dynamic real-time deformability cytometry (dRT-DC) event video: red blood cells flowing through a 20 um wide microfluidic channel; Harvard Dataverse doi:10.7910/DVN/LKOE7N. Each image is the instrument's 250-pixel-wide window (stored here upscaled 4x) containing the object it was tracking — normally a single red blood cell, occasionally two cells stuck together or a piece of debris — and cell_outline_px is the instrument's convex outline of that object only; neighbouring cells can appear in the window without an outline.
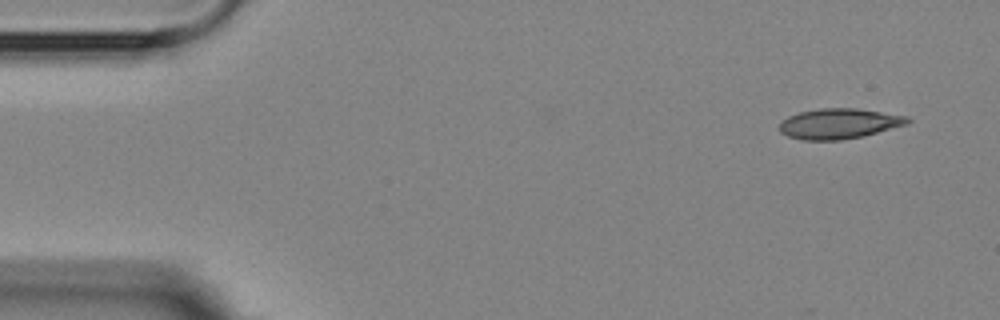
{"species": "Egyptian fruit bat (a non-hibernating species)", "species_latin": "Rousettus aegyptiacus", "temperature_condition": "room temperature", "stored_images_in_passage": 6, "camera_frame_rate_fps": 3000, "um_per_image_px": 0.085, "animal": {"sex": "female"}, "frame": {"image": 1, "passage_image": 1, "time_ms": 0.0, "image_size_px": [1000, 320], "cell_outline_px": [[912, 120], [908, 124], [864, 136], [840, 140], [804, 140], [788, 136], [780, 132], [780, 120], [788, 116], [800, 112], [820, 108], [856, 108], [908, 116]], "centroid_in_image_um": [71.33, 10.51], "position_along_channel_um": 13.7, "area_um2": 22.72}}
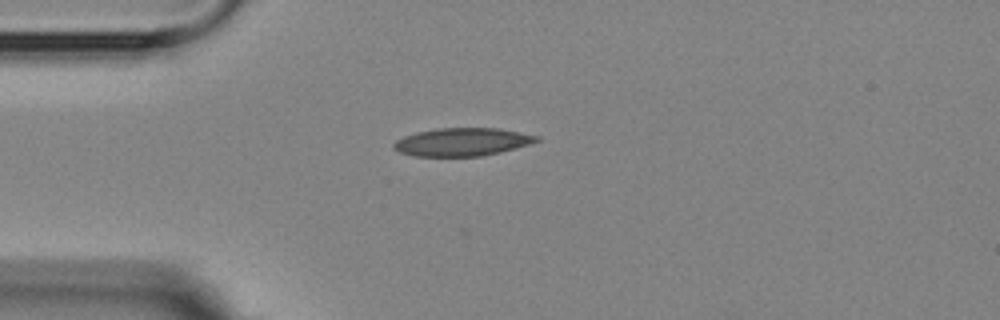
{"frame": {"image": 2, "passage_image": 4, "time_ms": 3.333, "image_size_px": [1000, 320], "cell_outline_px": [[540, 140], [516, 148], [500, 152], [480, 156], [416, 156], [400, 152], [392, 148], [392, 144], [396, 140], [404, 136], [416, 132], [440, 128], [496, 128], [540, 136]], "centroid_in_image_um": [39.26, 12.06], "position_along_channel_um": 45.7, "area_um2": 23.18}}
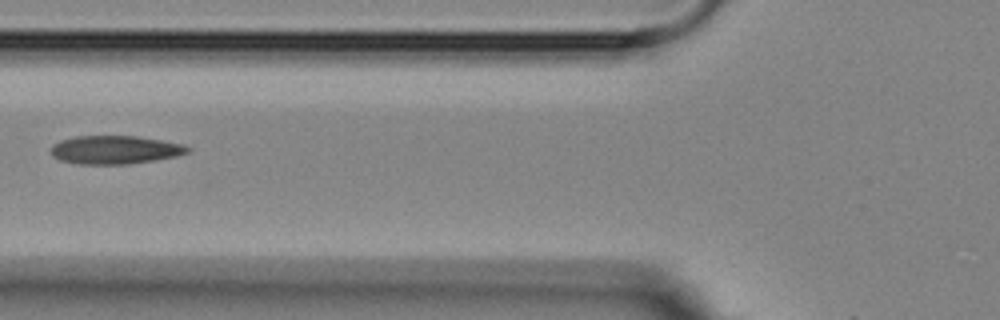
{"frame": {"image": 3, "passage_image": 6, "time_ms": 5.667, "image_size_px": [1000, 320], "cell_outline_px": [[192, 148], [188, 152], [176, 156], [156, 160], [128, 164], [80, 164], [60, 160], [52, 156], [52, 144], [60, 140], [76, 136], [136, 136], [184, 144]], "centroid_in_image_um": [9.78, 12.73], "position_along_channel_um": 116.0, "area_um2": 22.6}}